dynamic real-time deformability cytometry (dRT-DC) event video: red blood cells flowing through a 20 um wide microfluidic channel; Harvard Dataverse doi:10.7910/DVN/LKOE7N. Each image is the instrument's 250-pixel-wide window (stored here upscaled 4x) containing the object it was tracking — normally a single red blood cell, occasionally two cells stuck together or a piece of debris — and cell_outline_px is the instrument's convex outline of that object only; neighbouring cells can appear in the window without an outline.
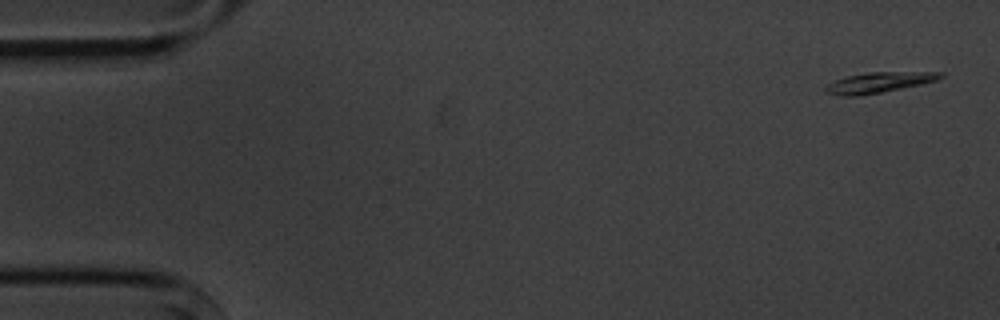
{"species": "common noctule bat (a hibernating species)", "species_latin": "Nyctalus noctula", "temperature_condition": "cold", "stored_images_in_passage": 5, "camera_frame_rate_fps": 3000, "um_per_image_px": 0.085, "animal": {"sex": "male", "body_mass_g": 20.1, "forearm_length_mm": 53.5}, "frame": {"image": 1, "passage_image": 1, "time_ms": 0.0, "image_size_px": [1000, 320], "cell_outline_px": [[944, 76], [936, 80], [920, 84], [880, 92], [856, 96], [844, 96], [824, 92], [824, 88], [828, 84], [836, 80], [848, 76], [868, 72], [944, 72]], "centroid_in_image_um": [74.69, 7.0], "position_along_channel_um": 10.3, "area_um2": 13.41}}
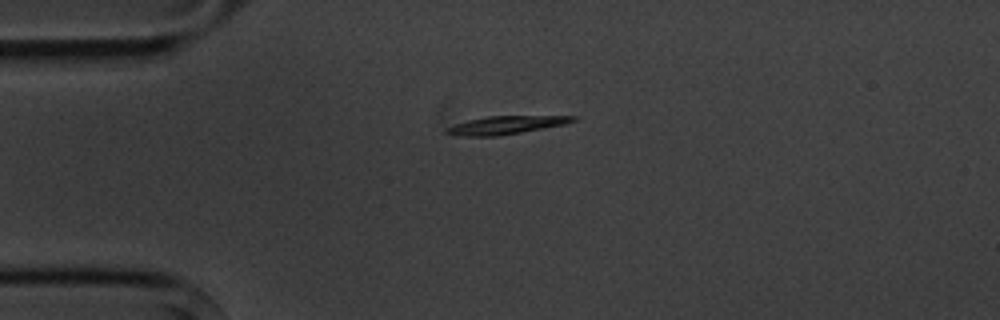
{"frame": {"image": 2, "passage_image": 4, "time_ms": 3.667, "image_size_px": [1000, 320], "cell_outline_px": [[580, 116], [576, 120], [564, 124], [500, 136], [460, 136], [444, 132], [444, 128], [468, 120], [488, 116]], "centroid_in_image_um": [42.98, 10.63], "position_along_channel_um": 42.0, "area_um2": 13.24}}